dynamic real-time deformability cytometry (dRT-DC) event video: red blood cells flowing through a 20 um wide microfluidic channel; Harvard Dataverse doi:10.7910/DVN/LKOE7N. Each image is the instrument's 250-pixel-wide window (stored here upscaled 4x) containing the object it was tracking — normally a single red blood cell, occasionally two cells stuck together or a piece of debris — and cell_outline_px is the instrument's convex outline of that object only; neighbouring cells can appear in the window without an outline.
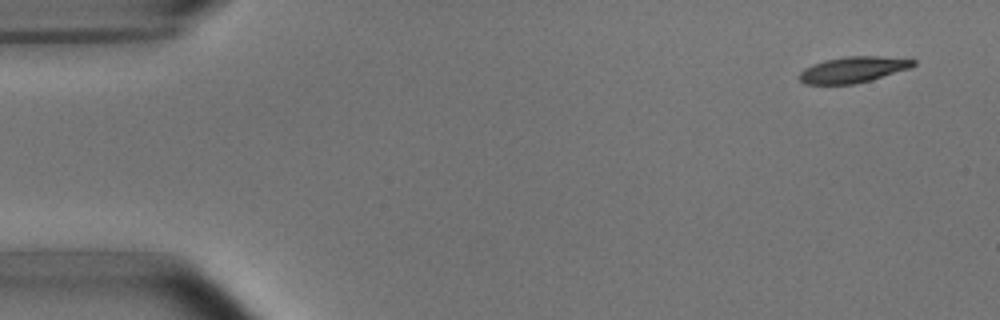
{"species": "common noctule bat (a hibernating species)", "species_latin": "Nyctalus noctula", "temperature_condition": "room temperature", "stored_images_in_passage": 10, "camera_frame_rate_fps": 3000, "um_per_image_px": 0.085, "animal": {"sex": "male", "body_mass_g": 15.6}, "frame": {"image": 1, "passage_image": 1, "time_ms": 0.0, "image_size_px": [1000, 320], "cell_outline_px": [[916, 64], [912, 68], [872, 80], [856, 84], [804, 84], [796, 76], [804, 68], [812, 64], [824, 60], [844, 56], [880, 56], [916, 60]], "centroid_in_image_um": [72.51, 5.92], "position_along_channel_um": 12.5, "area_um2": 17.57}}
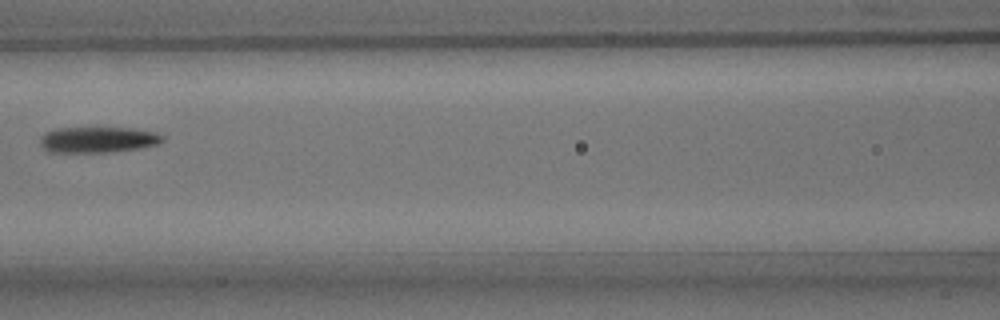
{"frame": {"image": 2, "passage_image": 7, "time_ms": 7.0, "image_size_px": [1000, 320], "cell_outline_px": [[164, 140], [160, 144], [136, 148], [104, 152], [48, 152], [40, 144], [40, 136], [44, 132], [56, 128], [136, 128], [156, 132], [164, 136]], "centroid_in_image_um": [8.31, 11.86], "position_along_channel_um": 158.3, "area_um2": 18.5}}
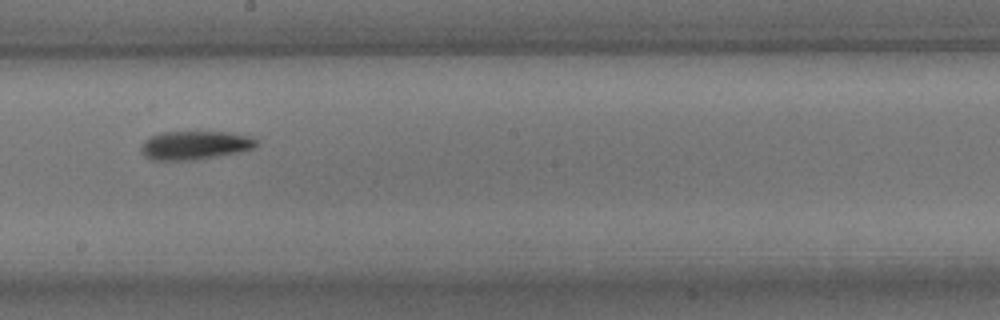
{"frame": {"image": 3, "passage_image": 9, "time_ms": 9.0, "image_size_px": [1000, 320], "cell_outline_px": [[260, 144], [256, 148], [240, 152], [196, 160], [152, 160], [144, 156], [140, 148], [144, 140], [160, 132], [232, 132], [252, 136]], "centroid_in_image_um": [16.62, 12.34], "position_along_channel_um": 231.6, "area_um2": 19.54}}